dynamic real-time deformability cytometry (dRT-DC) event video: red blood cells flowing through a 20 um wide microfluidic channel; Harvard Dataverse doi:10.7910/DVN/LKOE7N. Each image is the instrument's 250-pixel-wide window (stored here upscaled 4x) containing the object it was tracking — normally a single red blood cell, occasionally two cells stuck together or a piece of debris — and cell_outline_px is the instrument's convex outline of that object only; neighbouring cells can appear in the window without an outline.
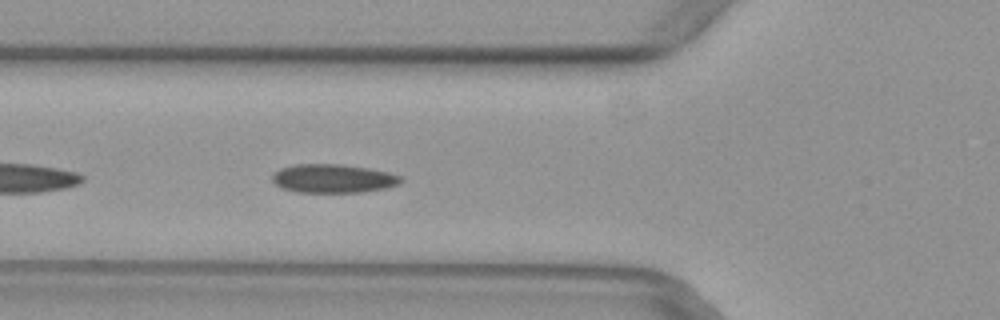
{"species": "common noctule bat (a hibernating species)", "species_latin": "Nyctalus noctula", "temperature_condition": "warm", "stored_images_in_passage": 30, "camera_frame_rate_fps": 3000, "um_per_image_px": 0.085, "animal": {"sex": "female", "body_mass_g": 29.2, "forearm_length_mm": 56.3}, "frame": {"image": 1, "passage_image": 5, "time_ms": 1.333, "image_size_px": [1000, 320], "cell_outline_px": [[404, 180], [400, 184], [384, 188], [364, 192], [296, 192], [280, 188], [272, 180], [272, 172], [280, 168], [296, 164], [344, 164], [368, 168], [388, 172], [404, 176]], "centroid_in_image_um": [28.32, 15.17], "position_along_channel_um": 97.5, "area_um2": 21.79}}